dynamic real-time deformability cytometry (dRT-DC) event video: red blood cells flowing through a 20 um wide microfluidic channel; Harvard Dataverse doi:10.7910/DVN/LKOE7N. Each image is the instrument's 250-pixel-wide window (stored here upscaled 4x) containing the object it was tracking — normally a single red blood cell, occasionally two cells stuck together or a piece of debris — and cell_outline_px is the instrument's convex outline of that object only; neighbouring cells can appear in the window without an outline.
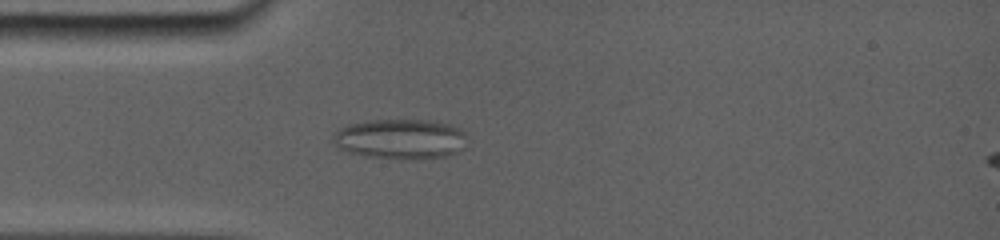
{"species": "common noctule bat (a hibernating species)", "species_latin": "Nyctalus noctula", "temperature_condition": "room temperature", "stored_images_in_passage": 46, "camera_frame_rate_fps": 5000, "um_per_image_px": 0.085, "animal": {"sex": "female", "body_mass_g": 19.0, "forearm_length_mm": 56.7}, "frame": {"image": 1, "passage_image": 12, "time_ms": 4.0, "image_size_px": [1000, 240], "cell_outline_px": [[456, 132], [452, 152], [444, 156], [368, 156], [352, 152], [344, 148], [340, 144], [336, 136], [344, 128], [352, 124], [372, 120], [424, 120], [444, 124], [456, 128]], "centroid_in_image_um": [33.86, 11.75], "position_along_channel_um": 51.1, "area_um2": 27.22}}
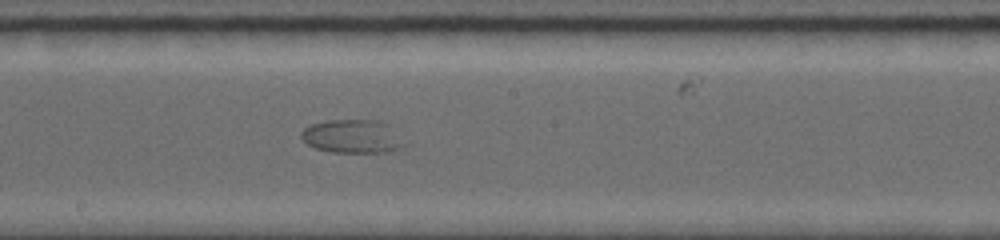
{"frame": {"image": 2, "passage_image": 26, "time_ms": 8.8, "image_size_px": [1000, 240], "cell_outline_px": [[404, 144], [396, 148], [384, 152], [332, 152], [316, 148], [308, 144], [300, 136], [300, 132], [304, 128], [312, 124], [328, 120], [376, 120], [388, 124]], "centroid_in_image_um": [29.87, 11.58], "position_along_channel_um": 218.3, "area_um2": 19.59}}
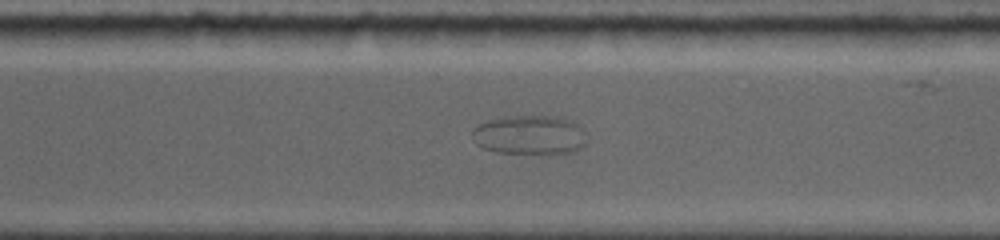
{"frame": {"image": 3, "passage_image": 34, "time_ms": 11.8, "image_size_px": [1000, 240], "cell_outline_px": [[588, 144], [576, 152], [496, 152], [484, 148], [476, 144], [472, 132], [472, 128], [488, 120], [504, 116], [552, 116], [572, 120], [580, 128], [588, 140]], "centroid_in_image_um": [45.04, 11.45], "position_along_channel_um": 325.6, "area_um2": 25.95}}